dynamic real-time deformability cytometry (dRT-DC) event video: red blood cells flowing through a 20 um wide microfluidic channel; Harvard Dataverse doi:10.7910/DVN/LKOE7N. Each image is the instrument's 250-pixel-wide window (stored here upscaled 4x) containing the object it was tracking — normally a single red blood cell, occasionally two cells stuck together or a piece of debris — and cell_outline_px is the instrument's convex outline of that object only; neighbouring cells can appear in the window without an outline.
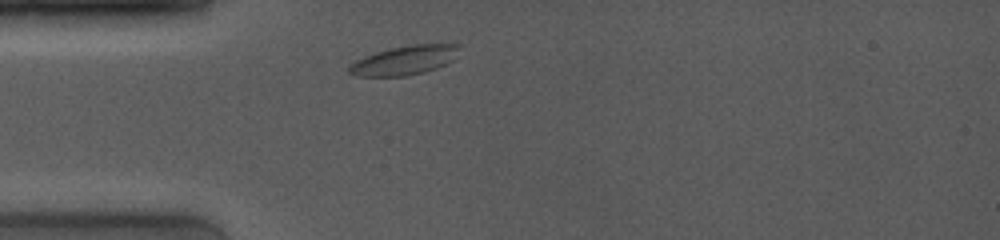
{"species": "common noctule bat (a hibernating species)", "species_latin": "Nyctalus noctula", "temperature_condition": "room temperature", "stored_images_in_passage": 11, "camera_frame_rate_fps": 4000, "um_per_image_px": 0.085, "animal": {"sex": "female", "body_mass_g": 19.0, "forearm_length_mm": 53.3}, "frame": {"image": 1, "passage_image": 2, "time_ms": 0.75, "image_size_px": [1000, 240], "cell_outline_px": [[460, 48], [452, 60], [436, 68], [424, 72], [404, 76], [356, 76], [348, 72], [348, 68], [356, 60], [376, 52], [392, 48], [412, 44], [460, 44]], "centroid_in_image_um": [34.38, 5.12], "position_along_channel_um": 50.6, "area_um2": 18.44}}
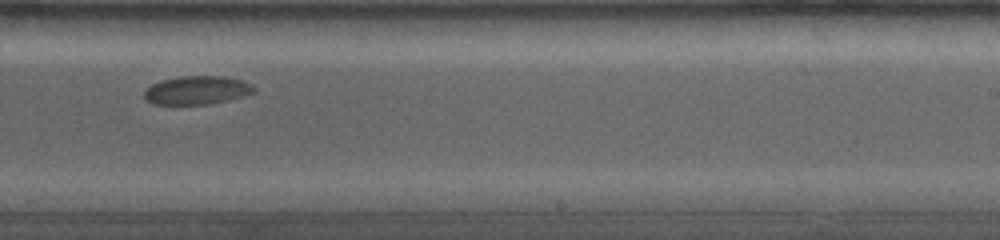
{"frame": {"image": 2, "passage_image": 10, "time_ms": 7.0, "image_size_px": [1000, 240], "cell_outline_px": [[256, 92], [244, 96], [212, 104], [152, 104], [144, 100], [144, 92], [152, 84], [160, 80], [180, 76], [224, 76], [244, 80], [252, 84], [256, 88]], "centroid_in_image_um": [16.77, 7.66], "position_along_channel_um": 272.2, "area_um2": 18.5}}